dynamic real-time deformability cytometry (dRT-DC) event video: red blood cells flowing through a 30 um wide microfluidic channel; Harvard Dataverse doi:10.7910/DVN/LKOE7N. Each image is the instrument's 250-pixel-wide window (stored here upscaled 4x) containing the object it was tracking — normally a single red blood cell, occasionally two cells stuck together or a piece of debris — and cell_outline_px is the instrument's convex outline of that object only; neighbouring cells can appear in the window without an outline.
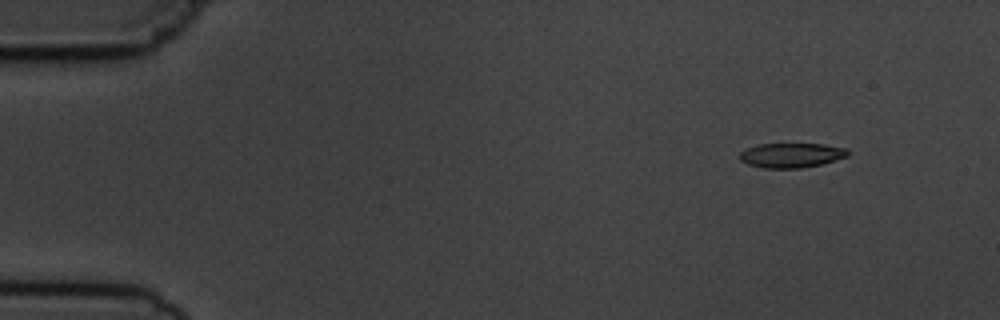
{"species": "common noctule bat (a hibernating species)", "species_latin": "Nyctalus noctula", "temperature_condition": "cold", "stored_images_in_passage": 5, "camera_frame_rate_fps": 3000, "um_per_image_px": 0.085, "animal": {"sex": "male", "body_mass_g": 19.5, "forearm_length_mm": 54.6}, "frame": {"image": 1, "passage_image": 2, "time_ms": 1.333, "image_size_px": [1000, 320], "cell_outline_px": [[848, 156], [820, 164], [800, 168], [764, 168], [748, 164], [740, 160], [740, 152], [756, 144], [824, 144], [848, 148]], "centroid_in_image_um": [67.27, 13.19], "position_along_channel_um": 17.7, "area_um2": 15.43}}
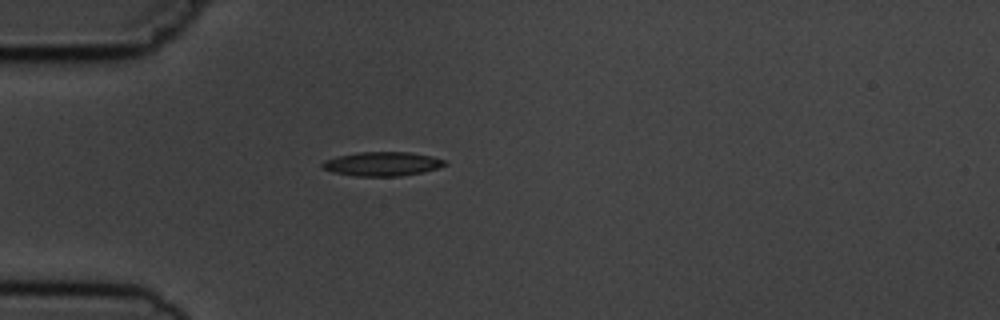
{"frame": {"image": 2, "passage_image": 5, "time_ms": 4.667, "image_size_px": [1000, 320], "cell_outline_px": [[448, 164], [440, 168], [400, 176], [356, 176], [332, 172], [324, 168], [320, 164], [324, 160], [336, 156], [360, 152], [408, 152], [432, 156], [444, 160]], "centroid_in_image_um": [32.48, 13.93], "position_along_channel_um": 52.5, "area_um2": 17.17}}